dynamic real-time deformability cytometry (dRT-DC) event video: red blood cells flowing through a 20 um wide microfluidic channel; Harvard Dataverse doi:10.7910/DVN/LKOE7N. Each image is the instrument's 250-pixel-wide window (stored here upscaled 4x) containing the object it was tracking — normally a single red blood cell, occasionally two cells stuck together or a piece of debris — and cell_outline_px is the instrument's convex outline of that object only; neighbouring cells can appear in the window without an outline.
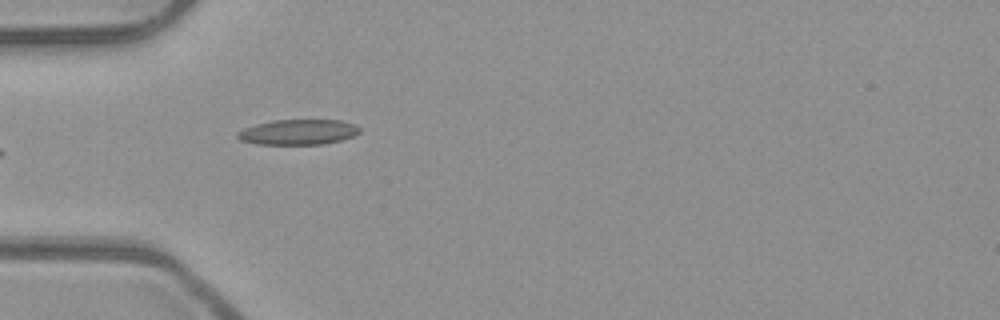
{"species": "common noctule bat (a hibernating species)", "species_latin": "Nyctalus noctula", "temperature_condition": "room temperature", "stored_images_in_passage": 6, "camera_frame_rate_fps": 3000, "um_per_image_px": 0.085, "animal": {"sex": "male", "body_mass_g": 23.1, "forearm_length_mm": 52.7}, "frame": {"image": 1, "passage_image": 5, "time_ms": 1.333, "image_size_px": [1000, 320], "cell_outline_px": [[360, 132], [352, 136], [340, 140], [324, 144], [256, 144], [240, 140], [236, 136], [236, 132], [244, 128], [256, 124], [272, 120], [340, 120], [356, 124], [360, 128]], "centroid_in_image_um": [25.33, 11.22], "position_along_channel_um": 59.7, "area_um2": 18.03}}
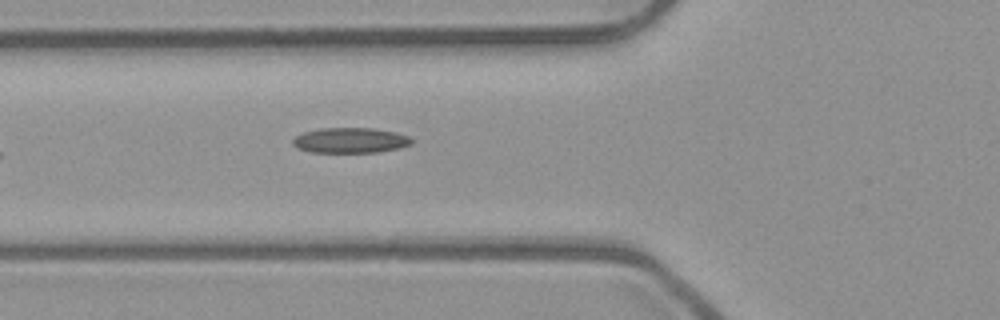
{"frame": {"image": 2, "passage_image": 6, "time_ms": 1.667, "image_size_px": [1000, 320], "cell_outline_px": [[412, 144], [400, 148], [376, 152], [312, 152], [296, 148], [292, 144], [292, 140], [296, 136], [304, 132], [320, 128], [376, 128], [396, 132], [408, 136], [412, 140]], "centroid_in_image_um": [29.78, 11.92], "position_along_channel_um": 96.0, "area_um2": 17.57}}